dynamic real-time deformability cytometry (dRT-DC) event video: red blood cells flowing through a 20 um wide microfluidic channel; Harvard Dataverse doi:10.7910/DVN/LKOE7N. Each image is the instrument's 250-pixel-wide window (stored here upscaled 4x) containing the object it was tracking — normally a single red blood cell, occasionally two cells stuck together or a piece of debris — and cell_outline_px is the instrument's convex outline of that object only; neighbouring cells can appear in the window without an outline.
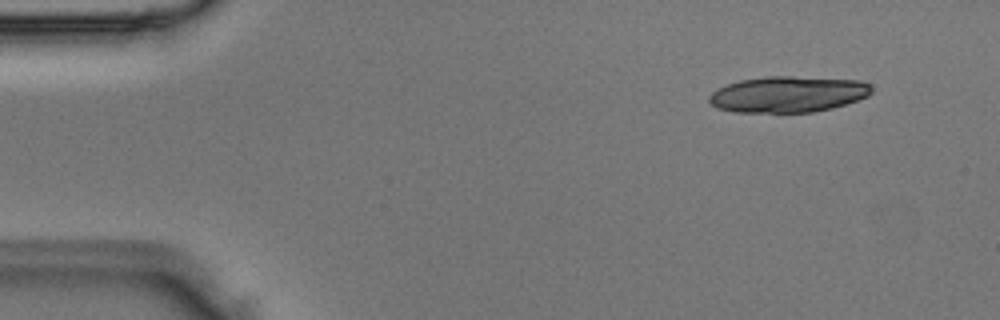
{"species": "Egyptian fruit bat (a non-hibernating species)", "species_latin": "Rousettus aegyptiacus", "temperature_condition": "room temperature", "stored_images_in_passage": 5, "camera_frame_rate_fps": 3000, "um_per_image_px": 0.085, "animal": {"sex": "male"}, "frame": {"image": 1, "passage_image": 2, "time_ms": 0.333, "image_size_px": [1000, 320], "cell_outline_px": [[872, 92], [868, 96], [832, 108], [812, 112], [736, 112], [716, 108], [708, 100], [708, 96], [716, 88], [740, 80], [768, 76], [792, 76], [860, 80], [872, 84]], "centroid_in_image_um": [66.98, 8.01], "position_along_channel_um": 18.0, "area_um2": 34.28}}